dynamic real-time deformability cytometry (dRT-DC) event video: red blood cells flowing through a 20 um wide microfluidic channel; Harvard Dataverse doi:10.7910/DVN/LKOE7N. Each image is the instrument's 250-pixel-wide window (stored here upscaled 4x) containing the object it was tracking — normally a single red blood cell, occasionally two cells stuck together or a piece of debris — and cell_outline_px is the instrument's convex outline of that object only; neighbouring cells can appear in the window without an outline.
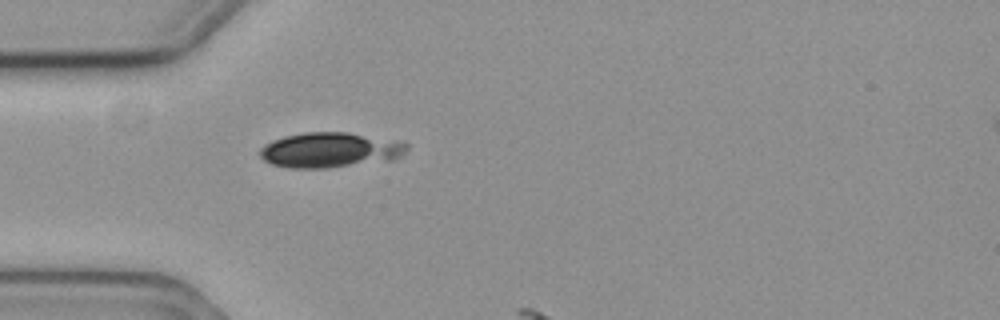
{"species": "common noctule bat (a hibernating species)", "species_latin": "Nyctalus noctula", "temperature_condition": "cold", "stored_images_in_passage": 2, "camera_frame_rate_fps": 3000, "um_per_image_px": 0.085, "animal": {"sex": "female", "body_mass_g": 19.3, "forearm_length_mm": 54.1}, "frame": {"image": 1, "passage_image": 1, "time_ms": 0.0, "image_size_px": [1000, 320], "cell_outline_px": [[408, 148], [400, 156], [392, 160], [328, 168], [288, 168], [272, 164], [264, 160], [260, 156], [260, 148], [264, 144], [272, 140], [284, 136], [304, 132], [348, 132], [408, 144]], "centroid_in_image_um": [27.98, 12.76], "position_along_channel_um": 57.0, "area_um2": 29.88}}